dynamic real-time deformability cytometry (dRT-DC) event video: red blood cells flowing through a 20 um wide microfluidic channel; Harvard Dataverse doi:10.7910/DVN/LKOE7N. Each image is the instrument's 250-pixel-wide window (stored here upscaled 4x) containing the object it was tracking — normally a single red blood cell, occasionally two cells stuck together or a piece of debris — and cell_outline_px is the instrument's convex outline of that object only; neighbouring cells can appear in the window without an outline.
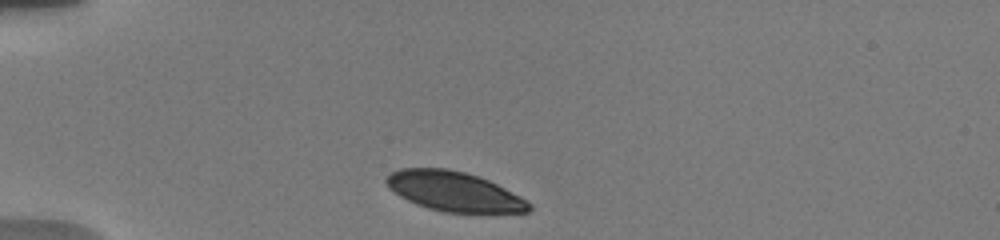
{"species": "human", "species_latin": "Homo sapiens", "temperature_condition": "warm", "stored_images_in_passage": 3, "camera_frame_rate_fps": 3000, "um_per_image_px": 0.085, "donor": {"sex": "male"}, "frame": {"image": 1, "passage_image": 1, "time_ms": 0.0, "image_size_px": [1000, 240], "cell_outline_px": [[532, 208], [528, 212], [444, 212], [428, 208], [416, 204], [400, 196], [384, 180], [392, 172], [400, 168], [448, 168], [480, 176], [520, 196], [532, 204]], "centroid_in_image_um": [38.61, 16.26], "position_along_channel_um": 46.4, "area_um2": 32.6}}
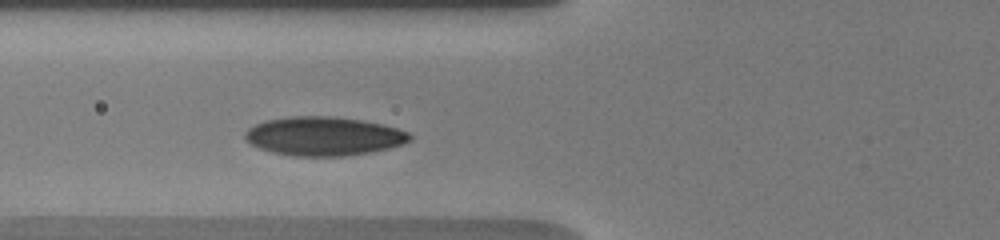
{"frame": {"image": 2, "passage_image": 3, "time_ms": 2.333, "image_size_px": [1000, 240], "cell_outline_px": [[412, 140], [404, 144], [372, 152], [344, 156], [292, 156], [272, 152], [260, 148], [244, 140], [244, 132], [248, 128], [264, 120], [292, 116], [332, 116], [360, 120], [380, 124], [396, 128], [408, 132], [412, 136]], "centroid_in_image_um": [27.5, 11.58], "position_along_channel_um": 98.3, "area_um2": 37.4}}